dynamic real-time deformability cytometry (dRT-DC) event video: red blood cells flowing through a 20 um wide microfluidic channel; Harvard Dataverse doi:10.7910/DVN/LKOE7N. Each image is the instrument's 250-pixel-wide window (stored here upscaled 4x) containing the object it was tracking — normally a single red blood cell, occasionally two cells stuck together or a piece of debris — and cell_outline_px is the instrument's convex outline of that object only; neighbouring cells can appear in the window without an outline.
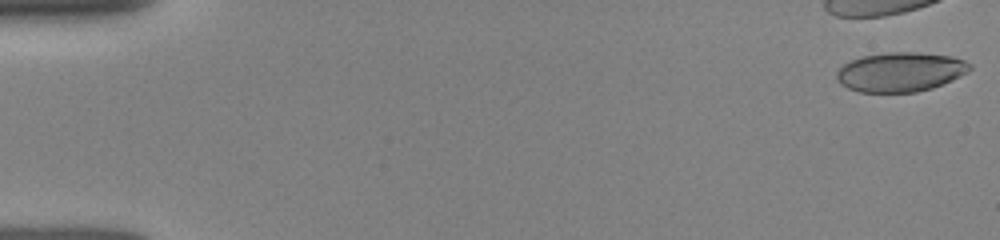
{"species": "human", "species_latin": "Homo sapiens", "temperature_condition": "room temperature", "stored_images_in_passage": 9, "camera_frame_rate_fps": 3000, "um_per_image_px": 0.085, "donor": {"sex": "female"}, "frame": {"image": 1, "passage_image": 1, "time_ms": 0.0, "image_size_px": [1000, 240], "cell_outline_px": [[972, 68], [968, 72], [952, 80], [932, 88], [916, 92], [860, 92], [848, 88], [840, 84], [836, 76], [836, 72], [844, 64], [860, 56], [888, 52], [916, 52], [952, 56], [964, 60], [972, 64]], "centroid_in_image_um": [76.55, 6.11], "position_along_channel_um": 8.5, "area_um2": 30.69}}